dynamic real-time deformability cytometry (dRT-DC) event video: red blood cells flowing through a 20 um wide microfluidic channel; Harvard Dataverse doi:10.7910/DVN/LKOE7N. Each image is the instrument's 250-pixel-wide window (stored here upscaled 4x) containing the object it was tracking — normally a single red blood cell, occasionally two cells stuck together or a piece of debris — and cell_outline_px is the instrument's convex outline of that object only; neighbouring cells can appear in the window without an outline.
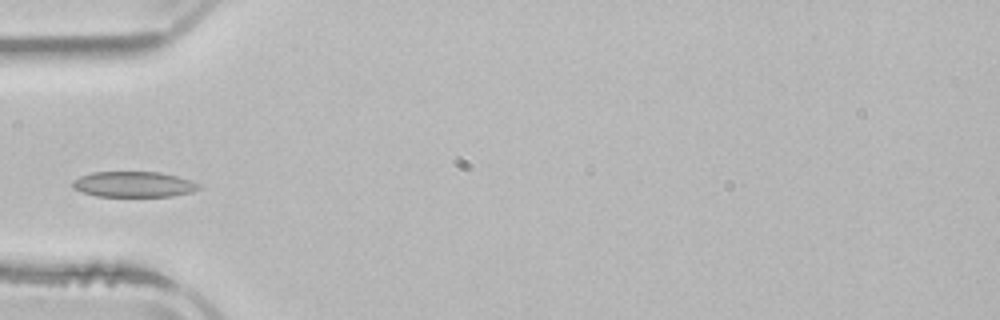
{"species": "common noctule bat (a hibernating species)", "species_latin": "Nyctalus noctula", "temperature_condition": "room temperature", "stored_images_in_passage": 2, "camera_frame_rate_fps": 3000, "um_per_image_px": 0.085, "animal": {"sex": "male", "body_mass_g": 21.5, "forearm_length_mm": 52.0}, "frame": {"image": 1, "passage_image": 2, "time_ms": 1.333, "image_size_px": [1000, 320], "cell_outline_px": [[200, 188], [192, 192], [172, 196], [96, 196], [72, 188], [72, 180], [80, 176], [92, 172], [160, 172], [176, 176], [200, 184]], "centroid_in_image_um": [11.34, 15.66], "position_along_channel_um": 73.7, "area_um2": 18.73}}